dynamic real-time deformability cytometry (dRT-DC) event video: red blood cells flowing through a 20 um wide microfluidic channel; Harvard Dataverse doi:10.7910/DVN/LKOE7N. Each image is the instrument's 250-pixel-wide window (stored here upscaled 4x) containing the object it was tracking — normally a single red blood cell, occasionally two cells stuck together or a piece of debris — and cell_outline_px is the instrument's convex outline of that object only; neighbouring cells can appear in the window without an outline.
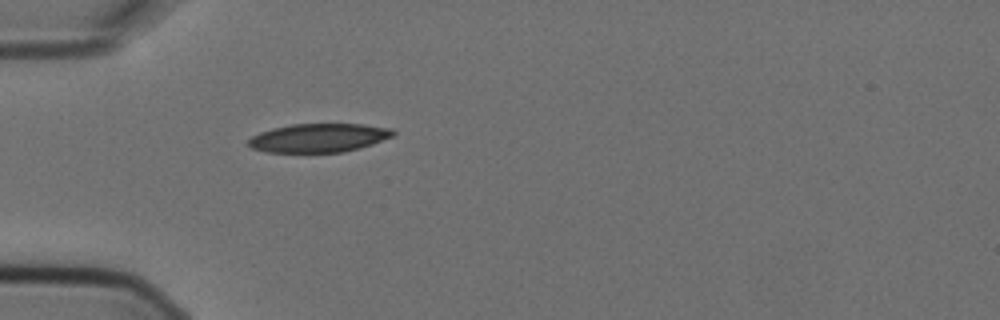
{"species": "Egyptian fruit bat (a non-hibernating species)", "species_latin": "Rousettus aegyptiacus", "temperature_condition": "cold", "stored_images_in_passage": 1, "camera_frame_rate_fps": 3000, "um_per_image_px": 0.085, "animal": {"sex": "female"}, "frame": {"image": 1, "passage_image": 1, "time_ms": 0.0, "image_size_px": [1000, 320], "cell_outline_px": [[396, 136], [360, 148], [344, 152], [268, 152], [252, 148], [248, 144], [248, 140], [252, 136], [260, 132], [272, 128], [292, 124], [364, 124], [392, 128], [396, 132]], "centroid_in_image_um": [27.15, 11.71], "position_along_channel_um": 57.8, "area_um2": 24.33}}